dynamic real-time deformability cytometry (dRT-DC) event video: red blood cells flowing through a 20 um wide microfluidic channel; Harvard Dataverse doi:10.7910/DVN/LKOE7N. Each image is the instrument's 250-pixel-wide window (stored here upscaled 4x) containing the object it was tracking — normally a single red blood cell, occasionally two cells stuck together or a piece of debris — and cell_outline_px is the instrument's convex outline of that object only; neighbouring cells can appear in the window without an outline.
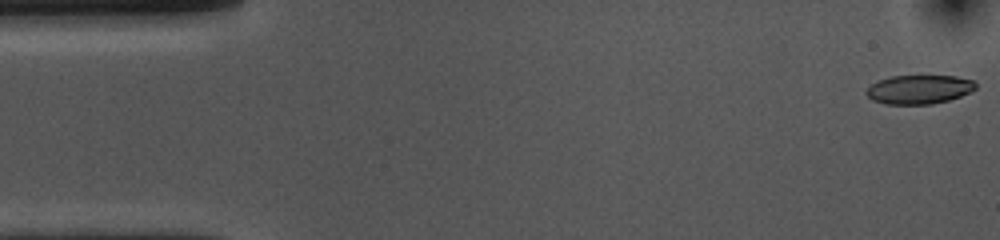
{"species": "common noctule bat (a hibernating species)", "species_latin": "Nyctalus noctula", "temperature_condition": "cold", "stored_images_in_passage": 54, "camera_frame_rate_fps": 3000, "um_per_image_px": 0.085, "animal": {"sex": "female", "body_mass_g": 10.0, "forearm_length_mm": 53.1}, "frame": {"image": 1, "passage_image": 1, "time_ms": 0.0, "image_size_px": [1000, 240], "cell_outline_px": [[976, 88], [972, 92], [948, 100], [932, 104], [884, 104], [872, 100], [864, 92], [872, 84], [880, 80], [892, 76], [956, 76], [972, 80], [976, 84]], "centroid_in_image_um": [78.13, 7.61], "position_along_channel_um": 6.9, "area_um2": 18.38}}
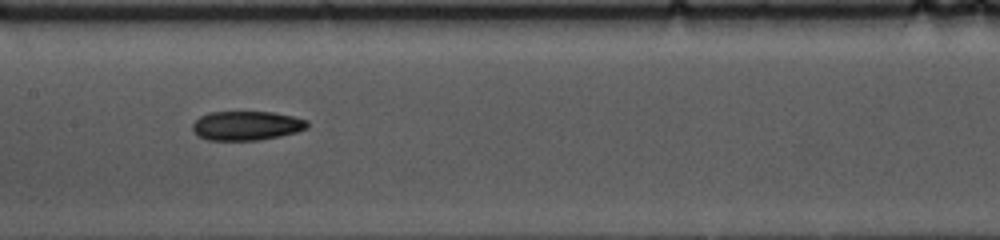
{"frame": {"image": 2, "passage_image": 25, "time_ms": 8.0, "image_size_px": [1000, 240], "cell_outline_px": [[308, 128], [296, 132], [280, 136], [256, 140], [208, 140], [196, 136], [192, 128], [192, 124], [200, 116], [208, 112], [272, 112], [292, 116], [308, 120]], "centroid_in_image_um": [20.93, 10.68], "position_along_channel_um": 186.5, "area_um2": 19.59}}
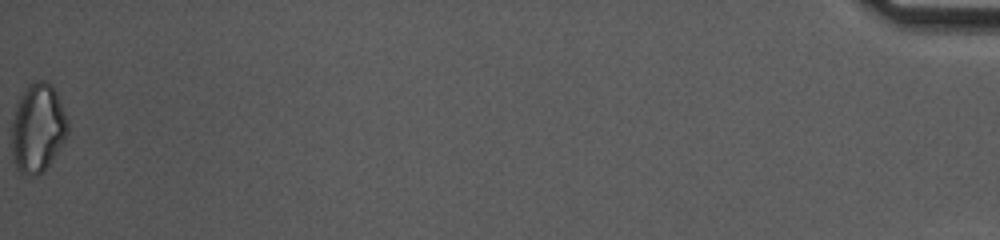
{"frame": {"image": 3, "passage_image": 54, "time_ms": 17.667, "image_size_px": [1000, 240], "cell_outline_px": [[68, 132], [64, 140], [52, 160], [36, 176], [20, 172], [16, 168], [12, 160], [12, 124], [16, 104], [20, 96], [28, 84], [32, 80], [48, 80], [52, 84], [56, 92], [68, 120]], "centroid_in_image_um": [3.2, 10.84], "position_along_channel_um": 432.0, "area_um2": 29.02}, "authors_computed_cell_mechanics": {"area_um2": 20.2011, "velocity_mm_per_s": 3.6509, "shape_relaxation_time_tau1_ms": 6.5939, "shape_relaxation_time_tau2_ms": null, "deformation_change_tau1": 0.1372, "deformation_change_tau2": null}}